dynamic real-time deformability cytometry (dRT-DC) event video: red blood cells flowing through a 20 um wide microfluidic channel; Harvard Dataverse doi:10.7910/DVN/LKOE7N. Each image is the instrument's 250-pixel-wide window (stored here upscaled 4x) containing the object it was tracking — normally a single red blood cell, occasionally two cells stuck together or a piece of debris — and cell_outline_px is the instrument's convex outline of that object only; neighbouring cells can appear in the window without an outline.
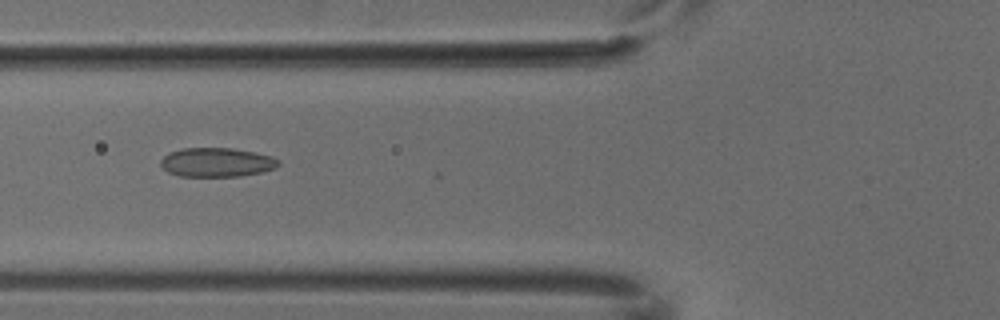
{"species": "common noctule bat (a hibernating species)", "species_latin": "Nyctalus noctula", "temperature_condition": "cold", "stored_images_in_passage": 9, "camera_frame_rate_fps": 3000, "um_per_image_px": 0.085, "animal": {"sex": "male", "body_mass_g": 18.8}, "frame": {"image": 1, "passage_image": 6, "time_ms": 1.667, "image_size_px": [1000, 320], "cell_outline_px": [[280, 164], [276, 168], [260, 172], [240, 176], [180, 176], [168, 172], [160, 164], [160, 160], [168, 152], [184, 148], [232, 148], [272, 156], [280, 160]], "centroid_in_image_um": [18.42, 13.79], "position_along_channel_um": 107.4, "area_um2": 19.94}}
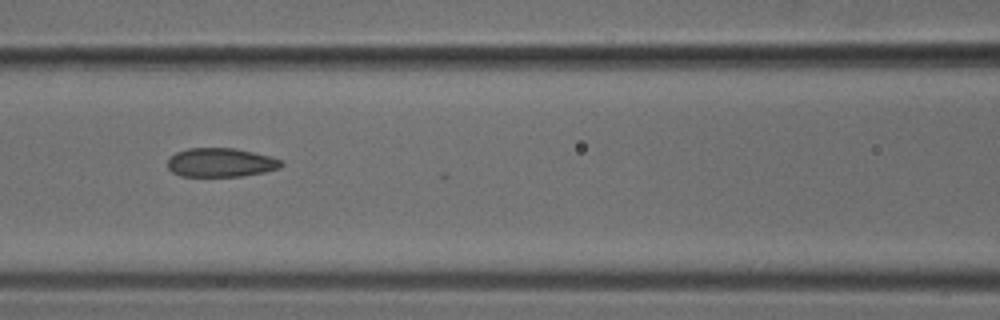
{"frame": {"image": 2, "passage_image": 7, "time_ms": 2.0, "image_size_px": [1000, 320], "cell_outline_px": [[284, 164], [280, 168], [264, 172], [244, 176], [180, 176], [172, 172], [168, 168], [168, 160], [176, 152], [188, 148], [236, 148], [268, 156], [280, 160]], "centroid_in_image_um": [18.75, 13.82], "position_along_channel_um": 147.8, "area_um2": 19.07}}